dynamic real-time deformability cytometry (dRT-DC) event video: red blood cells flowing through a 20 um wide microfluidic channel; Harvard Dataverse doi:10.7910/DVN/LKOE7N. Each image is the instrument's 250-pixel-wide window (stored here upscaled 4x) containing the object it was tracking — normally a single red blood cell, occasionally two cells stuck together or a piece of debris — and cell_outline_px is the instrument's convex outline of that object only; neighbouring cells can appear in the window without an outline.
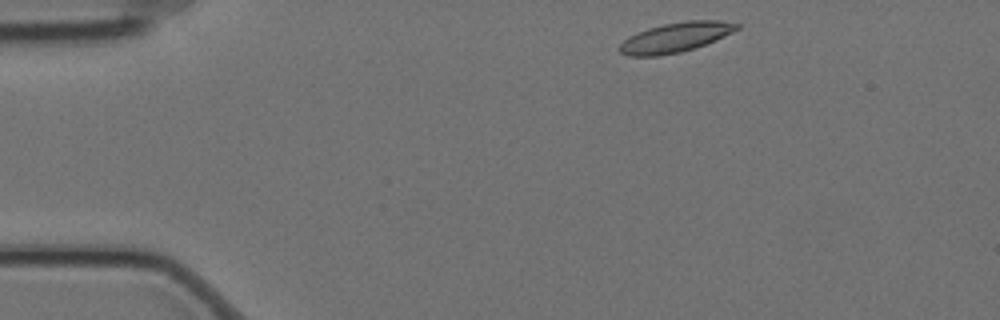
{"species": "Egyptian fruit bat (a non-hibernating species)", "species_latin": "Rousettus aegyptiacus", "temperature_condition": "cold", "stored_images_in_passage": 10, "camera_frame_rate_fps": 3000, "um_per_image_px": 0.085, "animal": {"sex": "female"}, "frame": {"image": 1, "passage_image": 1, "time_ms": 0.0, "image_size_px": [1000, 320], "cell_outline_px": [[740, 28], [732, 32], [704, 44], [680, 52], [660, 56], [628, 56], [620, 52], [616, 48], [628, 36], [636, 32], [648, 28], [664, 24], [688, 20], [720, 20], [740, 24]], "centroid_in_image_um": [57.36, 3.17], "position_along_channel_um": 27.6, "area_um2": 20.23}}
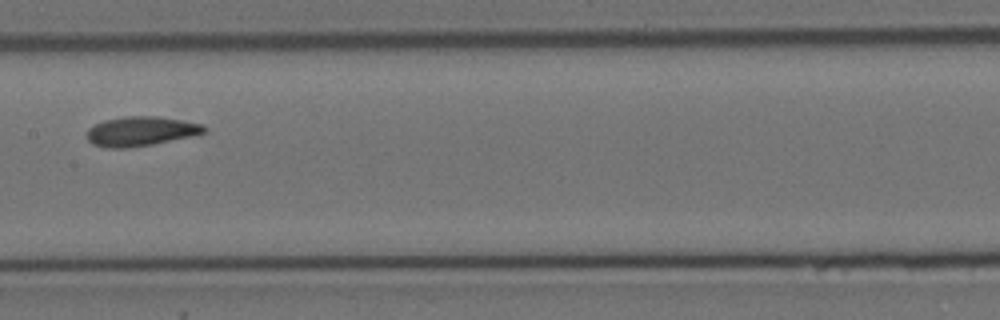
{"frame": {"image": 2, "passage_image": 5, "time_ms": 1.333, "image_size_px": [1000, 320], "cell_outline_px": [[208, 128], [204, 132], [192, 136], [152, 144], [124, 148], [108, 148], [92, 144], [88, 140], [88, 128], [104, 120], [124, 116], [160, 116], [204, 124]], "centroid_in_image_um": [11.99, 11.14], "position_along_channel_um": 195.4, "area_um2": 20.11}}
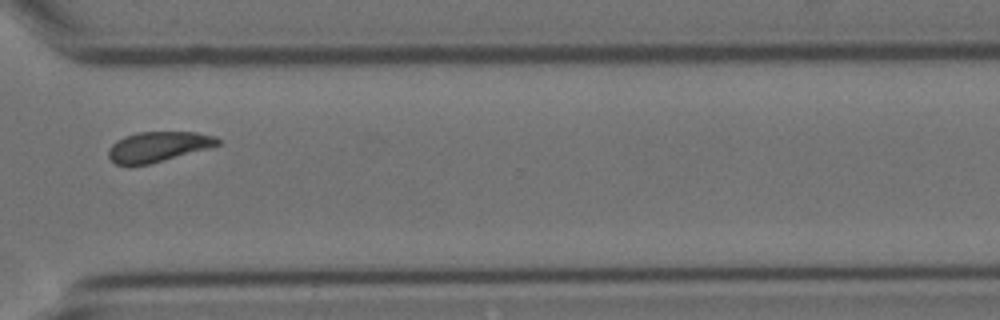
{"frame": {"image": 3, "passage_image": 9, "time_ms": 2.667, "image_size_px": [1000, 320], "cell_outline_px": [[220, 144], [208, 148], [148, 164], [116, 164], [108, 156], [108, 148], [116, 140], [124, 136], [136, 132], [196, 132], [216, 136], [220, 140]], "centroid_in_image_um": [13.43, 12.44], "position_along_channel_um": 357.2, "area_um2": 18.96}}